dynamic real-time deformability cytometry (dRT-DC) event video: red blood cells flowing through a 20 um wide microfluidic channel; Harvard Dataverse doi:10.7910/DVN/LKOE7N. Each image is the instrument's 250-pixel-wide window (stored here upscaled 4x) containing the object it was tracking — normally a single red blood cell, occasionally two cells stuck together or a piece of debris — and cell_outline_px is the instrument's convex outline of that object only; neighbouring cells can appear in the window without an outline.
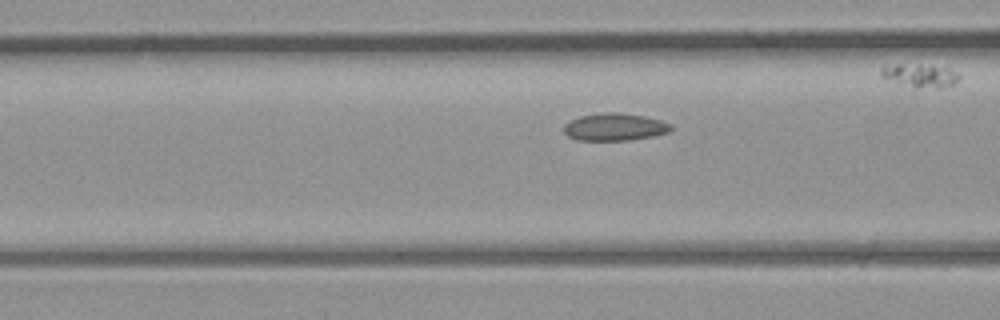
{"species": "common noctule bat (a hibernating species)", "species_latin": "Nyctalus noctula", "temperature_condition": "room temperature", "stored_images_in_passage": 3, "camera_frame_rate_fps": 3000, "um_per_image_px": 0.085, "animal": {"sex": "male", "body_mass_g": 23.1, "forearm_length_mm": 52.7}, "frame": {"image": 1, "passage_image": 3, "time_ms": 2.333, "image_size_px": [1000, 320], "cell_outline_px": [[672, 128], [668, 132], [652, 136], [628, 140], [576, 140], [568, 136], [564, 132], [564, 124], [580, 116], [604, 112], [620, 112], [644, 116], [660, 120], [672, 124]], "centroid_in_image_um": [52.24, 10.79], "position_along_channel_um": 114.4, "area_um2": 17.05}}